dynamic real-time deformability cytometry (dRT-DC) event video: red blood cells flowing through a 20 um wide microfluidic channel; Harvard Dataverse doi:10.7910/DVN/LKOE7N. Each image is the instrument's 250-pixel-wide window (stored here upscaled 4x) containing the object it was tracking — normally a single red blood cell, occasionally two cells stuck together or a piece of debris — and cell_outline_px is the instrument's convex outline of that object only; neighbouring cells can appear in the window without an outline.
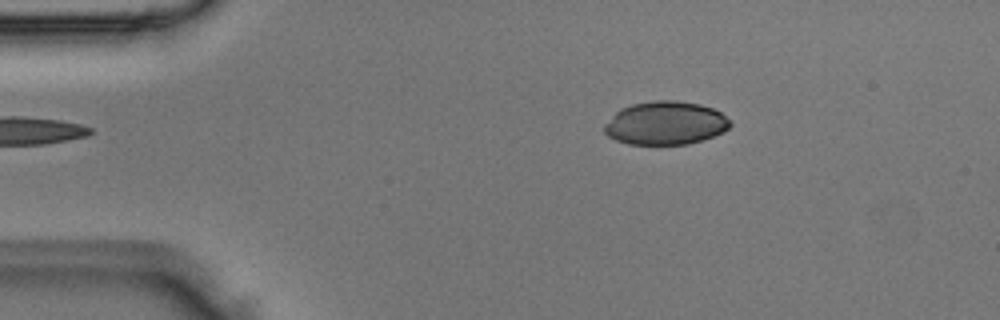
{"species": "Egyptian fruit bat (a non-hibernating species)", "species_latin": "Rousettus aegyptiacus", "temperature_condition": "room temperature", "stored_images_in_passage": 3, "camera_frame_rate_fps": 3000, "um_per_image_px": 0.085, "animal": {"sex": "male"}, "frame": {"image": 1, "passage_image": 3, "time_ms": 0.667, "image_size_px": [1000, 320], "cell_outline_px": [[732, 124], [724, 132], [688, 144], [628, 144], [616, 140], [608, 136], [604, 132], [604, 124], [620, 108], [632, 104], [652, 100], [676, 100], [700, 104], [712, 108], [720, 112]], "centroid_in_image_um": [56.54, 10.45], "position_along_channel_um": 28.5, "area_um2": 31.73}}